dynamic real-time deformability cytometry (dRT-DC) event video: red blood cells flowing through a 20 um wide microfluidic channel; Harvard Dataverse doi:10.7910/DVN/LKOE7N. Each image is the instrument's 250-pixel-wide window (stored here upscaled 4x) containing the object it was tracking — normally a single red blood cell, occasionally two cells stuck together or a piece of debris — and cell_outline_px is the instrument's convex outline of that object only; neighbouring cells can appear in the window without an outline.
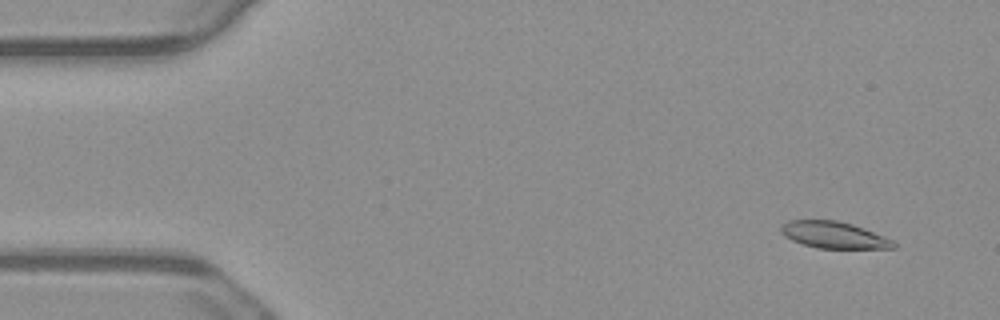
{"species": "common noctule bat (a hibernating species)", "species_latin": "Nyctalus noctula", "temperature_condition": "warm", "stored_images_in_passage": 55, "camera_frame_rate_fps": 3000, "um_per_image_px": 0.085, "animal": {"sex": "male", "body_mass_g": 23.1, "forearm_length_mm": 52.7}, "frame": {"image": 1, "passage_image": 4, "time_ms": 1.0, "image_size_px": [1000, 320], "cell_outline_px": [[896, 248], [816, 248], [792, 240], [784, 236], [780, 232], [780, 224], [788, 220], [836, 220], [852, 224], [884, 236], [892, 240], [896, 244]], "centroid_in_image_um": [70.83, 19.96], "position_along_channel_um": 14.2, "area_um2": 17.46}}
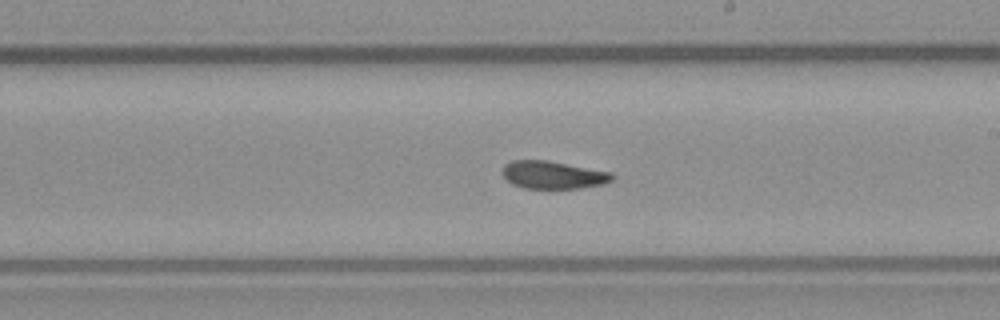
{"frame": {"image": 2, "passage_image": 31, "time_ms": 10.0, "image_size_px": [1000, 320], "cell_outline_px": [[616, 176], [612, 180], [604, 184], [580, 188], [524, 188], [512, 184], [500, 172], [504, 164], [512, 160], [548, 160], [612, 172]], "centroid_in_image_um": [47.01, 14.86], "position_along_channel_um": 242.0, "area_um2": 17.92}}
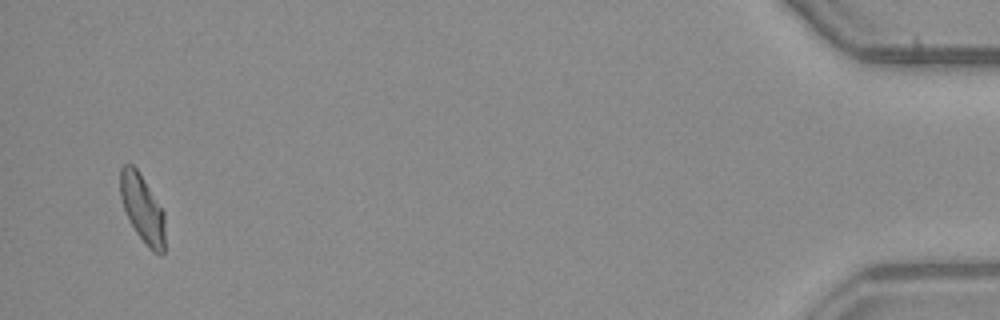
{"frame": {"image": 3, "passage_image": 53, "time_ms": 17.333, "image_size_px": [1000, 320], "cell_outline_px": [[164, 252], [156, 252], [148, 248], [136, 232], [124, 208], [120, 196], [120, 168], [124, 164], [132, 164], [136, 168], [164, 212]], "centroid_in_image_um": [12.09, 17.71], "position_along_channel_um": 423.1, "area_um2": 17.22}, "authors_computed_cell_mechanics": {"area_um2": 18.2648, "velocity_mm_per_s": 3.7348, "shape_relaxation_time_tau1_ms": null, "shape_relaxation_time_tau2_ms": 6.0416, "deformation_change_tau1": null, "deformation_change_tau2": 0.1286}}